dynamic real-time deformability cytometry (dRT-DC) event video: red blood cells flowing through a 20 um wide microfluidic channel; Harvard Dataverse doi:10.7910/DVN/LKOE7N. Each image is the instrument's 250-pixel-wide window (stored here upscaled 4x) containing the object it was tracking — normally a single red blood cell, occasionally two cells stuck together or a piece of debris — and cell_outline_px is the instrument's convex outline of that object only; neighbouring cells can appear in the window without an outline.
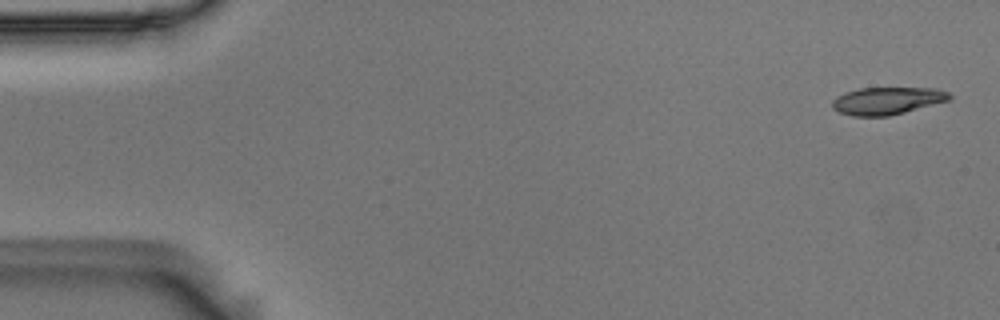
{"species": "Egyptian fruit bat (a non-hibernating species)", "species_latin": "Rousettus aegyptiacus", "temperature_condition": "room temperature", "stored_images_in_passage": 25, "camera_frame_rate_fps": 3000, "um_per_image_px": 0.085, "animal": {"sex": "male"}, "frame": {"image": 1, "passage_image": 2, "time_ms": 0.333, "image_size_px": [1000, 320], "cell_outline_px": [[952, 100], [888, 116], [852, 116], [840, 112], [832, 108], [832, 100], [836, 96], [844, 92], [860, 88], [936, 88], [948, 92], [952, 96]], "centroid_in_image_um": [75.42, 8.56], "position_along_channel_um": 9.6, "area_um2": 18.84}}
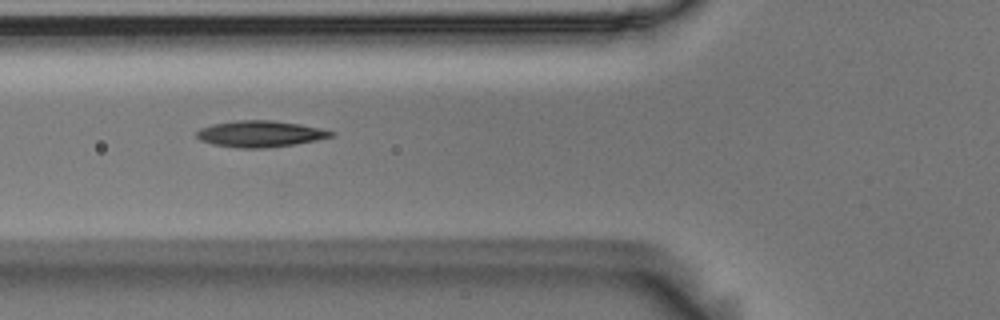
{"frame": {"image": 2, "passage_image": 20, "time_ms": 6.333, "image_size_px": [1000, 320], "cell_outline_px": [[336, 132], [332, 136], [316, 140], [292, 144], [264, 148], [236, 148], [212, 144], [200, 140], [196, 136], [196, 132], [200, 128], [212, 124], [236, 120], [276, 120], [300, 124], [320, 128]], "centroid_in_image_um": [22.08, 11.37], "position_along_channel_um": 103.7, "area_um2": 20.63}}
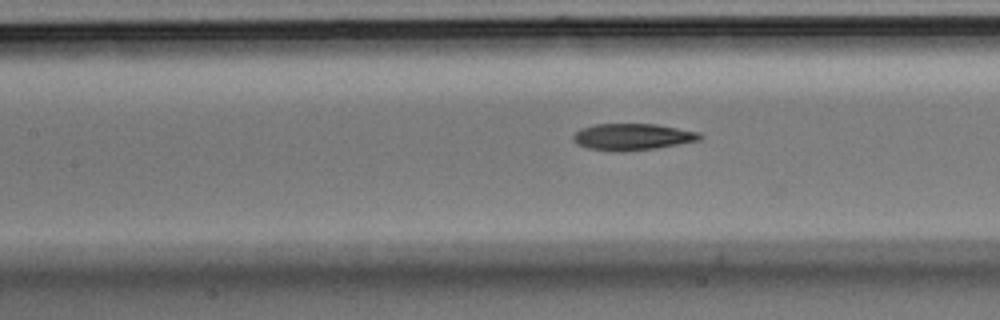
{"frame": {"image": 3, "passage_image": 24, "time_ms": 7.667, "image_size_px": [1000, 320], "cell_outline_px": [[704, 136], [700, 140], [656, 148], [620, 152], [588, 148], [576, 144], [572, 140], [572, 136], [580, 128], [596, 124], [656, 124], [700, 132]], "centroid_in_image_um": [53.75, 11.63], "position_along_channel_um": 153.7, "area_um2": 19.71}}